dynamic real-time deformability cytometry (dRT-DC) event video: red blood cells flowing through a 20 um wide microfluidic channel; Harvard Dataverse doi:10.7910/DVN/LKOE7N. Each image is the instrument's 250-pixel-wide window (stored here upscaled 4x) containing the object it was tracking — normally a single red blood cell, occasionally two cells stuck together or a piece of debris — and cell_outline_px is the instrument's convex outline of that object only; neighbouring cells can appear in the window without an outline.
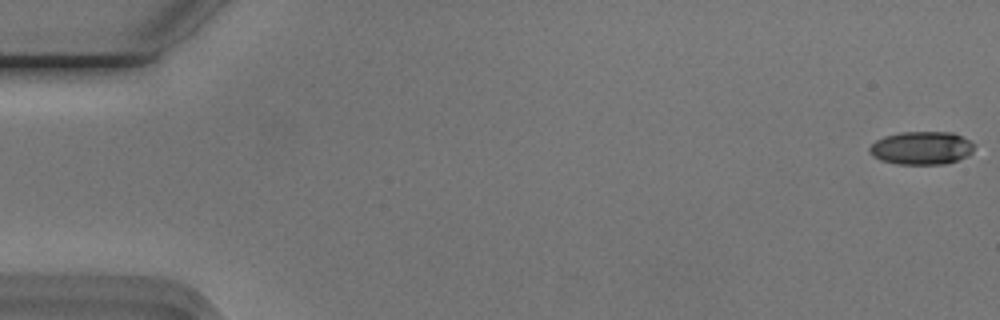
{"species": "Egyptian fruit bat (a non-hibernating species)", "species_latin": "Rousettus aegyptiacus", "temperature_condition": "cold", "stored_images_in_passage": 18, "camera_frame_rate_fps": 3000, "um_per_image_px": 0.085, "animal": {"sex": "male"}, "frame": {"image": 1, "passage_image": 1, "time_ms": 0.0, "image_size_px": [1000, 320], "cell_outline_px": [[976, 144], [972, 152], [968, 156], [944, 164], [900, 164], [880, 160], [872, 156], [868, 152], [868, 148], [876, 140], [884, 136], [900, 132], [952, 132]], "centroid_in_image_um": [78.31, 12.58], "position_along_channel_um": 6.7, "area_um2": 20.29}}
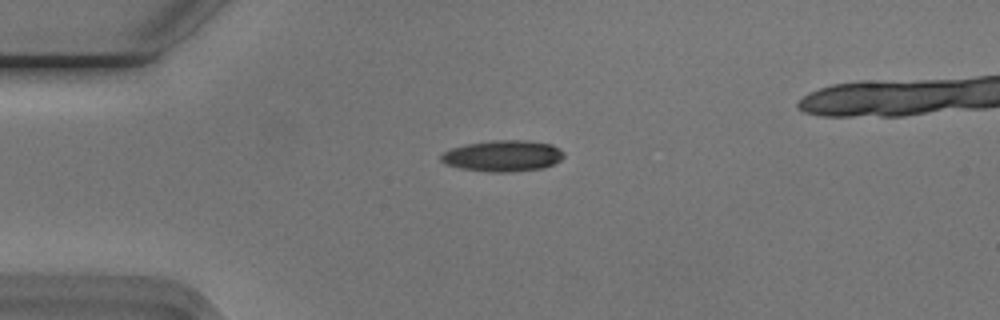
{"frame": {"image": 2, "passage_image": 14, "time_ms": 4.333, "image_size_px": [1000, 320], "cell_outline_px": [[564, 156], [560, 160], [544, 168], [512, 172], [488, 172], [460, 168], [444, 164], [440, 160], [440, 156], [444, 152], [452, 148], [464, 144], [492, 140], [528, 140], [552, 144], [560, 148], [564, 152]], "centroid_in_image_um": [42.74, 13.25], "position_along_channel_um": 42.3, "area_um2": 22.6}}